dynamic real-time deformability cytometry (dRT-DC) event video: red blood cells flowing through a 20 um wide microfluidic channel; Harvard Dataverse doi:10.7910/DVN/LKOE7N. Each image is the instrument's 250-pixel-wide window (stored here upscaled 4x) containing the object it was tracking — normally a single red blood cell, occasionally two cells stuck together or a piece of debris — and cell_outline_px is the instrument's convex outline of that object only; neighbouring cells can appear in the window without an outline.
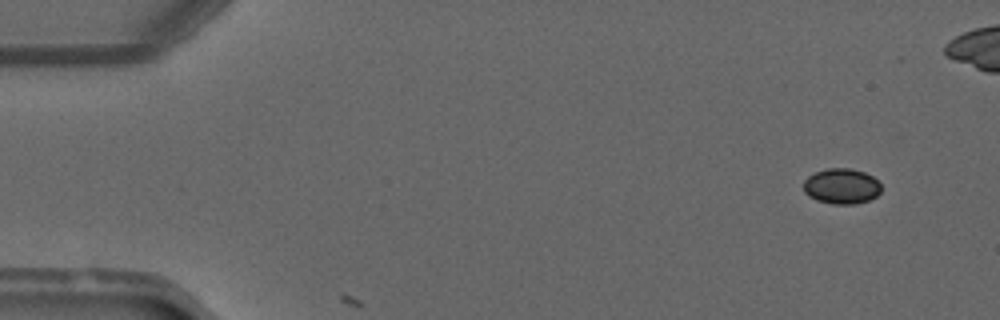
{"species": "common noctule bat (a hibernating species)", "species_latin": "Nyctalus noctula", "temperature_condition": "warm", "stored_images_in_passage": 5, "camera_frame_rate_fps": 3000, "um_per_image_px": 0.085, "animal": {"sex": "male", "forearm_length_mm": 52.5}, "frame": {"image": 1, "passage_image": 4, "time_ms": 1.0, "image_size_px": [1000, 320], "cell_outline_px": [[880, 192], [876, 196], [868, 200], [856, 204], [832, 204], [816, 200], [808, 196], [804, 192], [804, 180], [808, 176], [816, 172], [828, 168], [848, 168], [864, 172], [872, 176], [880, 184]], "centroid_in_image_um": [71.51, 15.83], "position_along_channel_um": 13.5, "area_um2": 16.01}}